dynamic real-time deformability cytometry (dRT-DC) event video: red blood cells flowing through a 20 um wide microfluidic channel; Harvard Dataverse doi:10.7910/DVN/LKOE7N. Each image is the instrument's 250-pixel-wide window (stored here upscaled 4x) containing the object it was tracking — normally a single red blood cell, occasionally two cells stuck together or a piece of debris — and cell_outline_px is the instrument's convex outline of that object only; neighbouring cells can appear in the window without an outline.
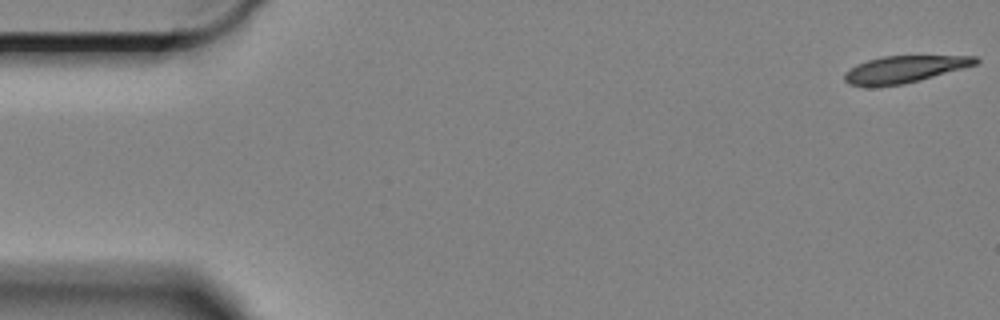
{"species": "Egyptian fruit bat (a non-hibernating species)", "species_latin": "Rousettus aegyptiacus", "temperature_condition": "cold", "stored_images_in_passage": 59, "camera_frame_rate_fps": 3000, "um_per_image_px": 0.085, "animal": {"sex": "female"}, "frame": {"image": 1, "passage_image": 1, "time_ms": 0.0, "image_size_px": [1000, 320], "cell_outline_px": [[980, 60], [976, 64], [920, 80], [904, 84], [872, 88], [868, 88], [848, 84], [844, 80], [844, 72], [856, 64], [880, 56], [976, 56]], "centroid_in_image_um": [76.78, 5.91], "position_along_channel_um": 8.2, "area_um2": 20.81}}
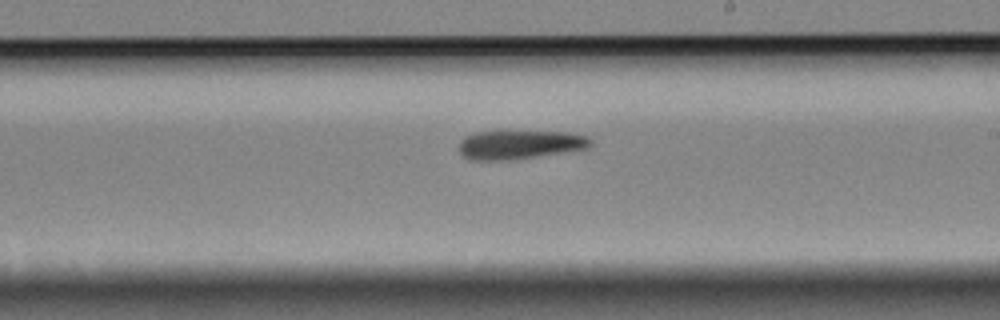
{"frame": {"image": 2, "passage_image": 34, "time_ms": 11.0, "image_size_px": [1000, 320], "cell_outline_px": [[592, 144], [588, 148], [508, 160], [468, 160], [460, 152], [460, 140], [464, 136], [476, 132], [568, 132], [588, 136], [592, 140]], "centroid_in_image_um": [44.16, 12.29], "position_along_channel_um": 244.8, "area_um2": 21.79}}
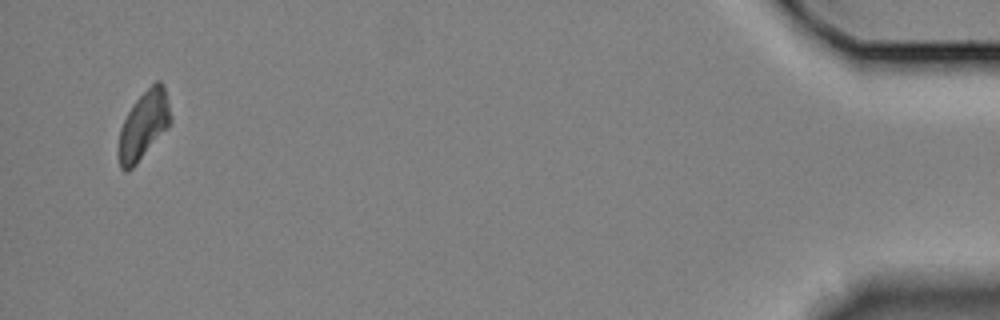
{"frame": {"image": 3, "passage_image": 58, "time_ms": 19.0, "image_size_px": [1000, 320], "cell_outline_px": [[172, 124], [136, 164], [128, 172], [124, 172], [120, 168], [120, 128], [128, 112], [136, 100], [156, 80], [160, 80], [164, 84], [172, 120]], "centroid_in_image_um": [12.25, 10.63], "position_along_channel_um": 422.9, "area_um2": 20.4}}